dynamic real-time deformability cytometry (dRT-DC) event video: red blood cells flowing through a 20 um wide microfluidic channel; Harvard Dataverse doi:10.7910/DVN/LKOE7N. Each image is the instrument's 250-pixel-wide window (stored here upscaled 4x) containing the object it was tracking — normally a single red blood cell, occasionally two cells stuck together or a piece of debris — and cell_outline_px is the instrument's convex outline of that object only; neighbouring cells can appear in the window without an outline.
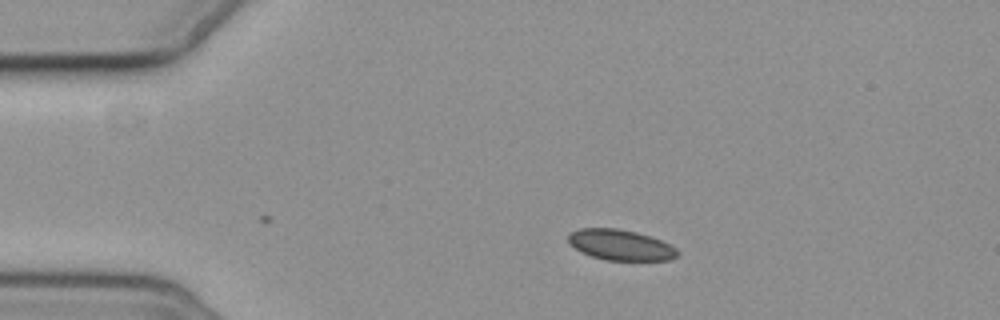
{"species": "common noctule bat (a hibernating species)", "species_latin": "Nyctalus noctula", "temperature_condition": "cold", "stored_images_in_passage": 3, "camera_frame_rate_fps": 3000, "um_per_image_px": 0.085, "animal": {"sex": "female", "body_mass_g": 19.3, "forearm_length_mm": 54.1}, "frame": {"image": 1, "passage_image": 3, "time_ms": 2.333, "image_size_px": [1000, 320], "cell_outline_px": [[680, 256], [668, 260], [604, 260], [580, 252], [568, 244], [568, 232], [580, 228], [616, 228], [636, 232], [652, 236], [676, 248], [680, 252]], "centroid_in_image_um": [52.72, 20.82], "position_along_channel_um": 32.3, "area_um2": 19.77}}